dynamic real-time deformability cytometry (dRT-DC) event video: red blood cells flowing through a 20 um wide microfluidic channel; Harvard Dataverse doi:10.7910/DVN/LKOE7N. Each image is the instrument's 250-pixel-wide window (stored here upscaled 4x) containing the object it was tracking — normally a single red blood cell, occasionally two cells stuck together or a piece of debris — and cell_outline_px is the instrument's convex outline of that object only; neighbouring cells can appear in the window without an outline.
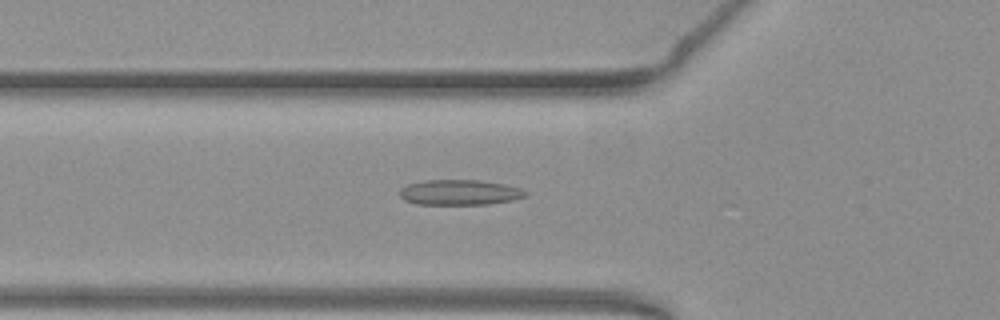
{"species": "common noctule bat (a hibernating species)", "species_latin": "Nyctalus noctula", "temperature_condition": "warm", "stored_images_in_passage": 52, "camera_frame_rate_fps": 3000, "um_per_image_px": 0.085, "animal": {"sex": "female", "body_mass_g": 19.3, "forearm_length_mm": 54.1}, "frame": {"image": 1, "passage_image": 19, "time_ms": 6.0, "image_size_px": [1000, 320], "cell_outline_px": [[528, 196], [512, 200], [488, 204], [416, 204], [404, 200], [400, 196], [400, 188], [408, 184], [424, 180], [480, 180], [520, 188], [528, 192]], "centroid_in_image_um": [39.05, 16.35], "position_along_channel_um": 86.7, "area_um2": 18.5}}
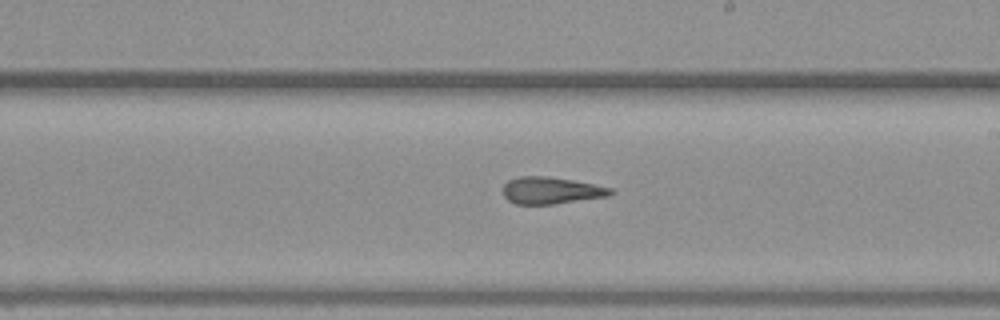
{"frame": {"image": 2, "passage_image": 31, "time_ms": 10.0, "image_size_px": [1000, 320], "cell_outline_px": [[616, 192], [608, 196], [556, 204], [516, 204], [508, 200], [504, 196], [504, 184], [508, 180], [520, 176], [548, 176], [572, 180], [612, 188]], "centroid_in_image_um": [46.85, 16.19], "position_along_channel_um": 242.1, "area_um2": 16.88}}
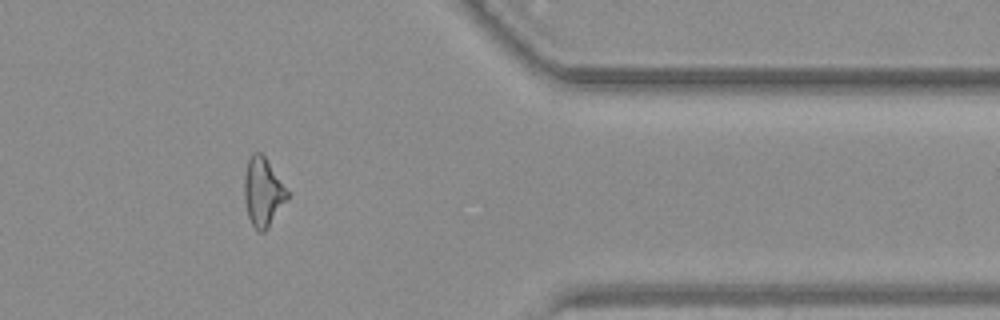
{"frame": {"image": 3, "passage_image": 44, "time_ms": 14.333, "image_size_px": [1000, 320], "cell_outline_px": [[288, 200], [268, 228], [264, 232], [256, 232], [248, 216], [244, 200], [244, 176], [248, 160], [252, 152], [260, 152], [264, 156], [288, 192]], "centroid_in_image_um": [22.33, 16.36], "position_along_channel_um": 389.1, "area_um2": 17.17}, "authors_computed_cell_mechanics": {"area_um2": 17.7735, "velocity_mm_per_s": 3.8733, "shape_relaxation_time_tau1_ms": null, "shape_relaxation_time_tau2_ms": 4.7559, "deformation_change_tau1": null, "deformation_change_tau2": 0.1655}}